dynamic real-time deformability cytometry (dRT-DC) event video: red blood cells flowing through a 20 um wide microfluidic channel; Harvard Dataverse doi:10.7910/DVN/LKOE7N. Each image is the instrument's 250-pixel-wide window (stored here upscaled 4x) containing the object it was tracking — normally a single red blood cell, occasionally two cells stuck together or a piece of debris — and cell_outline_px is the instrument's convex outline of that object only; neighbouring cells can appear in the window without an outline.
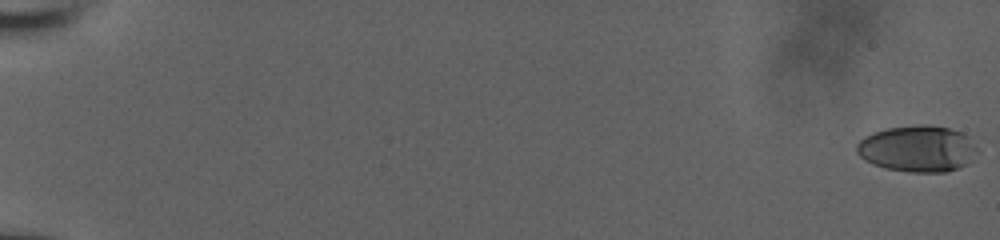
{"species": "human", "species_latin": "Homo sapiens", "temperature_condition": "room temperature", "stored_images_in_passage": 57, "camera_frame_rate_fps": 3000, "um_per_image_px": 0.085, "donor": {"sex": "male"}, "frame": {"image": 1, "passage_image": 1, "time_ms": 0.0, "image_size_px": [1000, 240], "cell_outline_px": [[980, 152], [968, 164], [944, 172], [908, 172], [888, 168], [872, 164], [864, 160], [856, 152], [856, 144], [864, 136], [872, 132], [888, 128], [916, 124], [928, 124], [948, 128], [964, 132], [968, 136]], "centroid_in_image_um": [78.01, 12.63], "position_along_channel_um": 7.0, "area_um2": 33.0}}
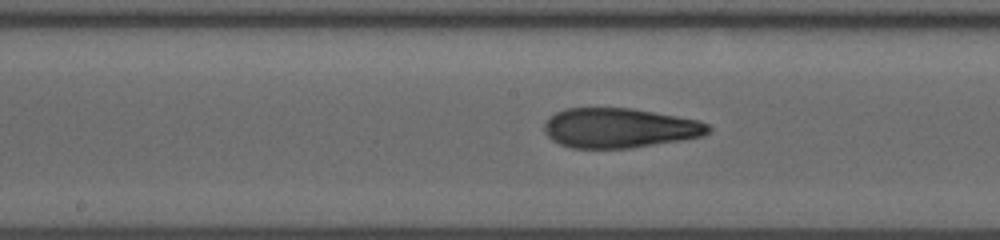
{"frame": {"image": 2, "passage_image": 33, "time_ms": 10.667, "image_size_px": [1000, 240], "cell_outline_px": [[712, 128], [704, 136], [632, 148], [572, 148], [560, 144], [552, 140], [544, 132], [544, 124], [548, 116], [564, 108], [632, 108], [676, 116], [696, 120], [708, 124]], "centroid_in_image_um": [52.62, 10.88], "position_along_channel_um": 195.6, "area_um2": 38.03}}
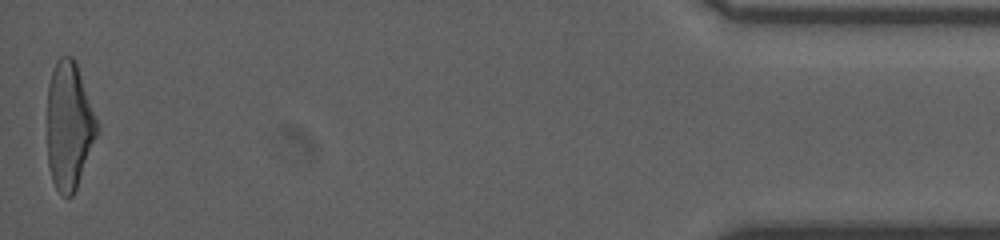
{"frame": {"image": 3, "passage_image": 57, "time_ms": 18.667, "image_size_px": [1000, 240], "cell_outline_px": [[100, 132], [76, 188], [72, 196], [60, 196], [52, 180], [48, 164], [48, 84], [56, 60], [60, 56], [72, 56], [76, 60], [96, 116], [100, 128]], "centroid_in_image_um": [5.9, 10.68], "position_along_channel_um": 429.3, "area_um2": 37.51}, "authors_computed_cell_mechanics": {"area_um2": 37.0498, "velocity_mm_per_s": 3.9511, "shape_relaxation_time_tau1_ms": 6.6766, "shape_relaxation_time_tau2_ms": 1.6602, "deformation_change_tau1": 0.2552, "deformation_change_tau2": 0.1095}}